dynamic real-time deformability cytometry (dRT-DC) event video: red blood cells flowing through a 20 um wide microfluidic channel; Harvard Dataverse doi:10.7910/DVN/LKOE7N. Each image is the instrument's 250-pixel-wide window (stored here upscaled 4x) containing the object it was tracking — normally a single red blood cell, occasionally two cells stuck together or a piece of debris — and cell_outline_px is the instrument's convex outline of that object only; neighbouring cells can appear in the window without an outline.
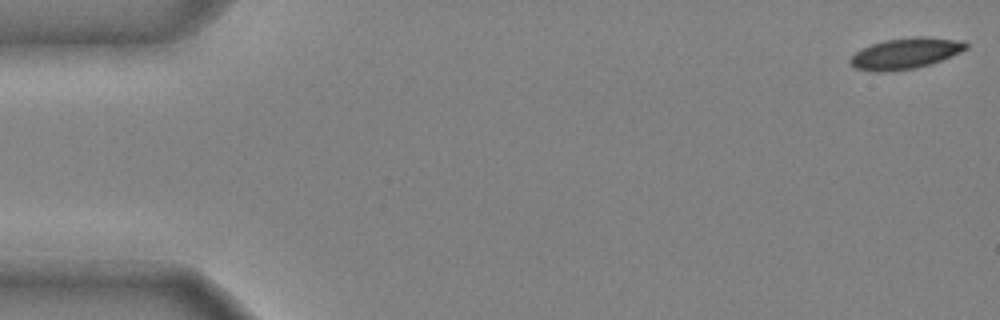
{"species": "common noctule bat (a hibernating species)", "species_latin": "Nyctalus noctula", "temperature_condition": "cold", "stored_images_in_passage": 44, "camera_frame_rate_fps": 3000, "um_per_image_px": 0.085, "animal": {"sex": "male", "body_mass_g": 20.4}, "frame": {"image": 1, "passage_image": 1, "time_ms": 0.0, "image_size_px": [1000, 320], "cell_outline_px": [[968, 48], [952, 56], [932, 64], [916, 68], [884, 72], [876, 72], [856, 68], [848, 60], [856, 52], [872, 44], [884, 40], [916, 36], [924, 36], [964, 40], [968, 44]], "centroid_in_image_um": [77.02, 4.53], "position_along_channel_um": 8.0, "area_um2": 20.98}}
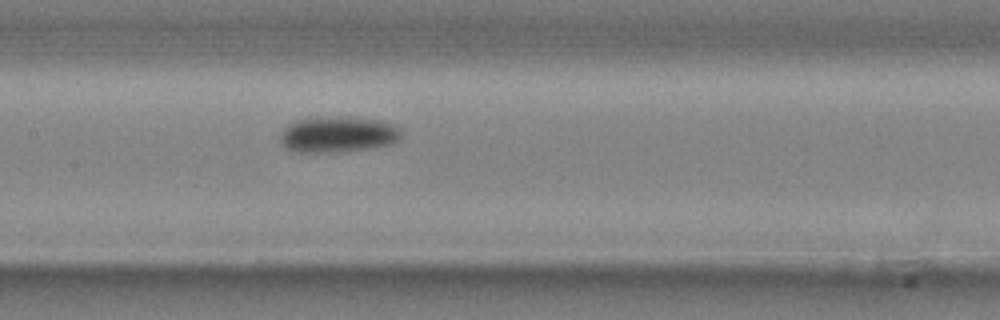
{"frame": {"image": 2, "passage_image": 24, "time_ms": 7.667, "image_size_px": [1000, 320], "cell_outline_px": [[400, 140], [392, 144], [344, 152], [296, 152], [288, 148], [280, 140], [280, 136], [284, 128], [288, 124], [296, 120], [320, 116], [348, 116], [380, 120], [396, 124], [400, 128]], "centroid_in_image_um": [28.76, 11.4], "position_along_channel_um": 178.6, "area_um2": 25.78}}
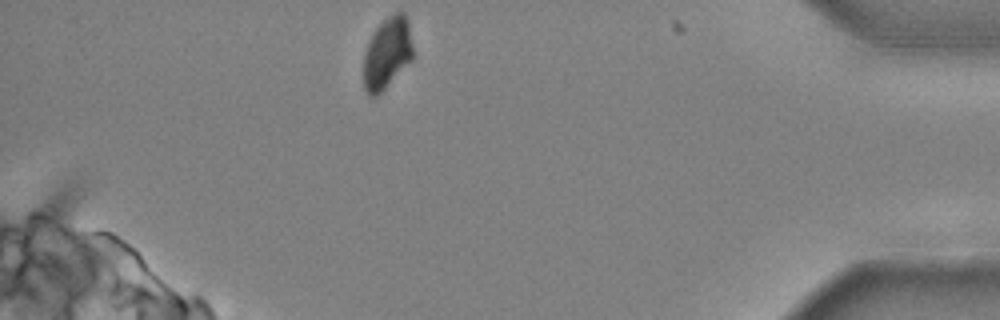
{"frame": {"image": 3, "passage_image": 44, "time_ms": 14.333, "image_size_px": [1000, 320], "cell_outline_px": [[412, 60], [376, 96], [368, 96], [364, 88], [364, 56], [368, 44], [376, 28], [388, 16], [396, 12], [404, 12], [408, 20], [412, 44]], "centroid_in_image_um": [32.91, 4.5], "position_along_channel_um": 402.3, "area_um2": 20.17}, "authors_computed_cell_mechanics": {"area_um2": 23.2934, "velocity_mm_per_s": 3.9559, "shape_relaxation_time_tau1_ms": 3.3946, "shape_relaxation_time_tau2_ms": null, "deformation_change_tau1": 0.1397, "deformation_change_tau2": null}}